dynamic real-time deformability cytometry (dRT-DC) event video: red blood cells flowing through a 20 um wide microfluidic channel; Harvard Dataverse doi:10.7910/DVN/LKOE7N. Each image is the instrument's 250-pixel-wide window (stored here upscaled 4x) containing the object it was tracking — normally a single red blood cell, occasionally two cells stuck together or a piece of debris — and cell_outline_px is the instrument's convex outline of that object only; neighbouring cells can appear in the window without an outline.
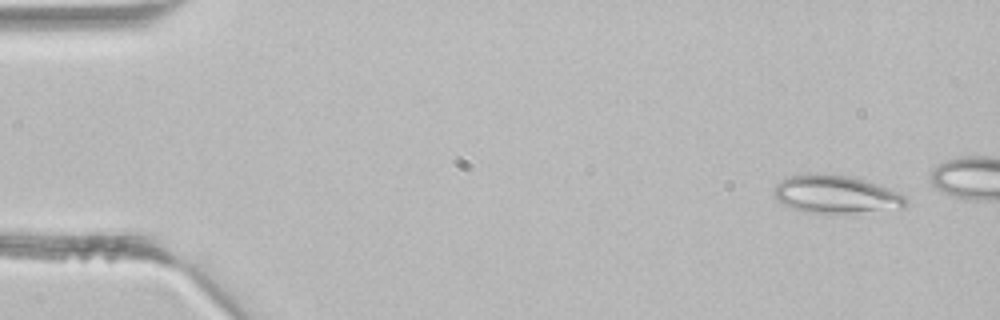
{"species": "common noctule bat (a hibernating species)", "species_latin": "Nyctalus noctula", "temperature_condition": "room temperature", "stored_images_in_passage": 9, "camera_frame_rate_fps": 3000, "um_per_image_px": 0.085, "animal": {"sex": "male", "body_mass_g": 21.5, "forearm_length_mm": 52.0}, "frame": {"image": 1, "passage_image": 1, "time_ms": 0.0, "image_size_px": [1000, 320], "cell_outline_px": [[908, 204], [900, 208], [848, 212], [808, 212], [792, 208], [784, 204], [776, 196], [776, 184], [780, 180], [788, 176], [808, 172], [820, 172], [848, 176], [880, 184], [900, 192], [908, 200]], "centroid_in_image_um": [71.07, 16.47], "position_along_channel_um": 13.9, "area_um2": 28.9}}